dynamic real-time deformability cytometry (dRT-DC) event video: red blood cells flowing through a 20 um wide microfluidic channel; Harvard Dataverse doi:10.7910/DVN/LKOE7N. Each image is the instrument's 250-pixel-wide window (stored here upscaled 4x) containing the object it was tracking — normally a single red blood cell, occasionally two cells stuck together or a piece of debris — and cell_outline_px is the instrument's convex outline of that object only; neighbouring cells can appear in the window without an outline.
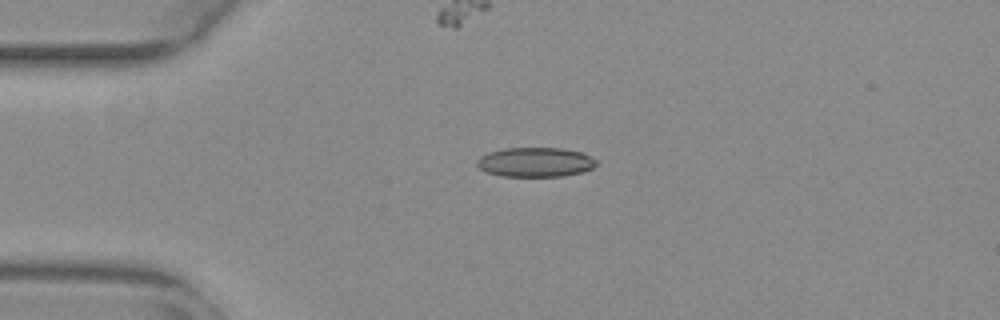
{"species": "common noctule bat (a hibernating species)", "species_latin": "Nyctalus noctula", "temperature_condition": "warm", "stored_images_in_passage": 42, "camera_frame_rate_fps": 3000, "um_per_image_px": 0.085, "animal": {"sex": "female", "body_mass_g": 29.2, "forearm_length_mm": 56.3}, "frame": {"image": 1, "passage_image": 1, "time_ms": 0.0, "image_size_px": [1000, 320], "cell_outline_px": [[596, 164], [592, 168], [584, 172], [560, 176], [500, 176], [488, 172], [480, 168], [476, 164], [476, 160], [480, 156], [488, 152], [504, 148], [560, 148], [580, 152], [596, 160]], "centroid_in_image_um": [45.47, 13.78], "position_along_channel_um": 39.5, "area_um2": 20.4}}
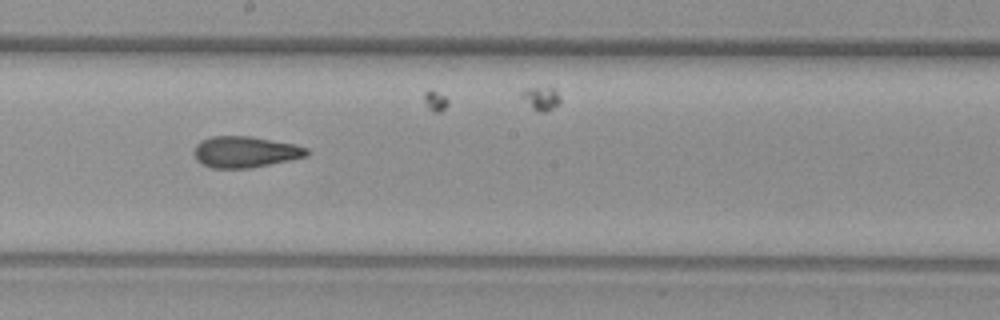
{"frame": {"image": 2, "passage_image": 18, "time_ms": 5.667, "image_size_px": [1000, 320], "cell_outline_px": [[308, 156], [252, 168], [212, 168], [196, 160], [192, 152], [196, 144], [200, 140], [212, 136], [252, 136], [292, 144], [308, 148]], "centroid_in_image_um": [20.8, 12.91], "position_along_channel_um": 227.4, "area_um2": 20.58}}
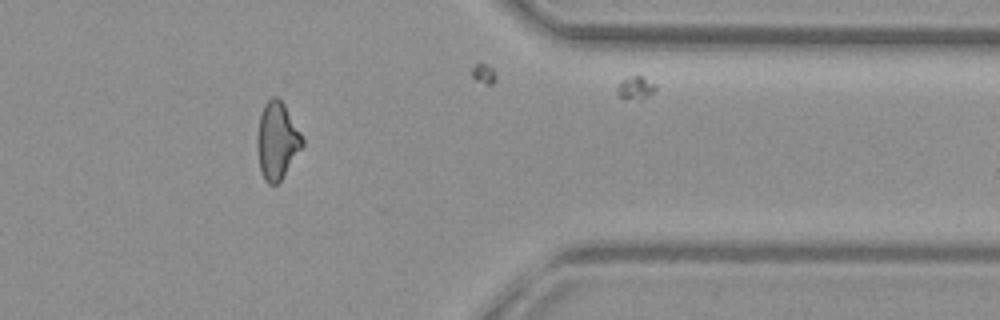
{"frame": {"image": 3, "passage_image": 32, "time_ms": 10.333, "image_size_px": [1000, 320], "cell_outline_px": [[304, 144], [280, 180], [276, 184], [268, 184], [264, 180], [260, 172], [256, 144], [256, 140], [260, 116], [264, 104], [272, 96], [276, 96], [284, 104], [300, 132], [304, 140]], "centroid_in_image_um": [23.52, 11.96], "position_along_channel_um": 387.9, "area_um2": 20.11}, "authors_computed_cell_mechanics": {"area_um2": 20.4612, "velocity_mm_per_s": 3.8487, "shape_relaxation_time_tau1_ms": null, "shape_relaxation_time_tau2_ms": 3.2589, "deformation_change_tau1": null, "deformation_change_tau2": 0.1112}}